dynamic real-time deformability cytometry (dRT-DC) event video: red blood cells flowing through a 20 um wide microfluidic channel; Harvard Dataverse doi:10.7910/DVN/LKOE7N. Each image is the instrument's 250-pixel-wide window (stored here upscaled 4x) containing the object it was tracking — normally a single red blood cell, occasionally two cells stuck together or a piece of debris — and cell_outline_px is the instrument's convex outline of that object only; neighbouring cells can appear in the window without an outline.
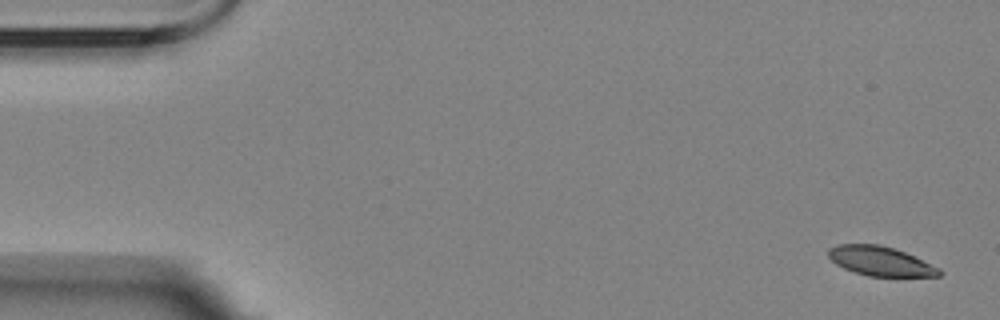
{"species": "Egyptian fruit bat (a non-hibernating species)", "species_latin": "Rousettus aegyptiacus", "temperature_condition": "room temperature", "stored_images_in_passage": 8, "camera_frame_rate_fps": 3000, "um_per_image_px": 0.085, "animal": {"sex": "female"}, "frame": {"image": 1, "passage_image": 1, "time_ms": 0.0, "image_size_px": [1000, 320], "cell_outline_px": [[944, 272], [940, 276], [868, 276], [844, 268], [836, 264], [828, 256], [828, 248], [840, 244], [880, 244], [904, 252], [940, 268]], "centroid_in_image_um": [74.84, 22.19], "position_along_channel_um": 10.2, "area_um2": 18.79}}
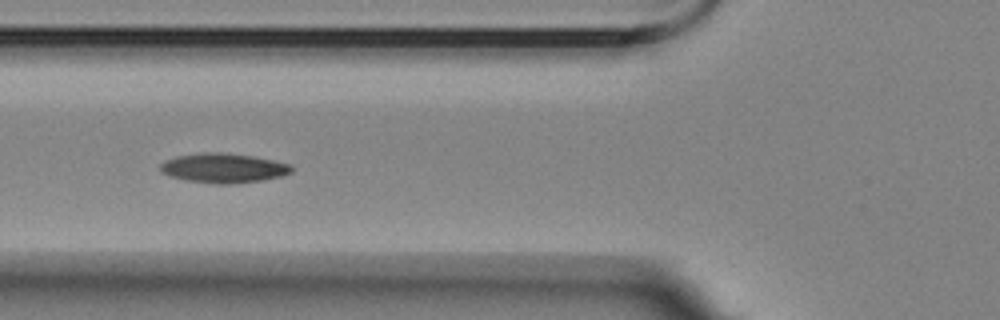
{"frame": {"image": 2, "passage_image": 5, "time_ms": 6.333, "image_size_px": [1000, 320], "cell_outline_px": [[292, 172], [280, 176], [260, 180], [232, 184], [216, 184], [184, 180], [160, 172], [160, 164], [164, 160], [176, 156], [204, 152], [220, 152], [252, 156], [272, 160], [288, 164], [292, 168]], "centroid_in_image_um": [18.93, 14.28], "position_along_channel_um": 106.9, "area_um2": 22.43}}
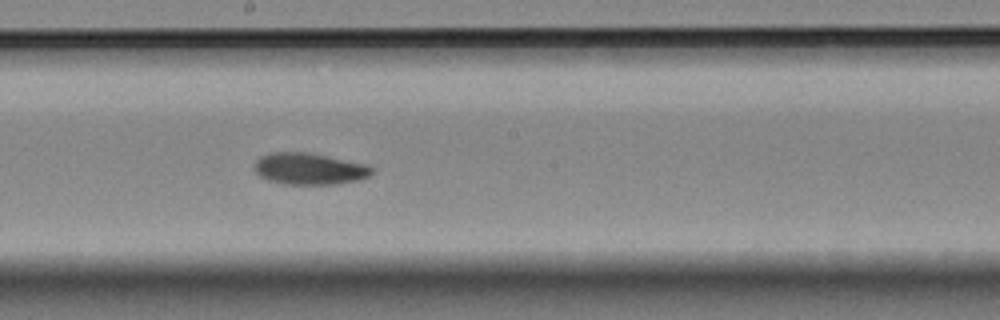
{"frame": {"image": 3, "passage_image": 8, "time_ms": 9.667, "image_size_px": [1000, 320], "cell_outline_px": [[372, 172], [368, 176], [356, 180], [336, 184], [284, 184], [268, 180], [260, 176], [252, 168], [256, 160], [260, 156], [268, 152], [308, 152], [368, 164], [372, 168]], "centroid_in_image_um": [26.24, 14.33], "position_along_channel_um": 222.0, "area_um2": 21.73}}